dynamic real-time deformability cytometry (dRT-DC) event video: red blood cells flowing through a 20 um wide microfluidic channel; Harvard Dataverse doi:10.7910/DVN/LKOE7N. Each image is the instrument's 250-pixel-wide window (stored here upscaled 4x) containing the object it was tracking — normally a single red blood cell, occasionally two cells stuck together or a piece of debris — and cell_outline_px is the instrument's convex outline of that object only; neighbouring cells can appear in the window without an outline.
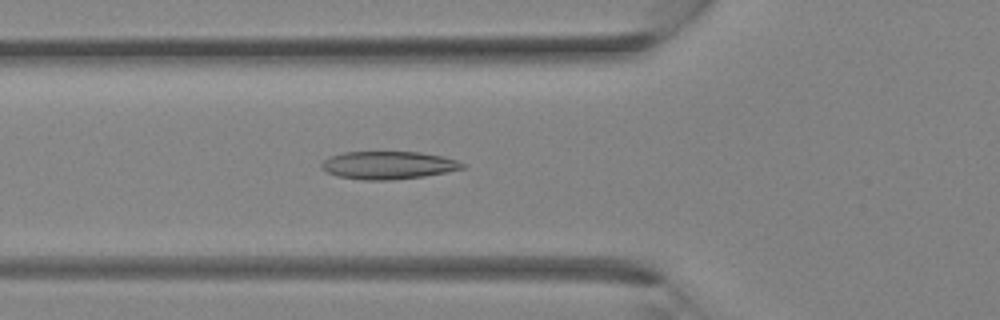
{"species": "Egyptian fruit bat (a non-hibernating species)", "species_latin": "Rousettus aegyptiacus", "temperature_condition": "room temperature", "stored_images_in_passage": 36, "camera_frame_rate_fps": 3000, "um_per_image_px": 0.085, "animal": {"sex": "female"}, "frame": {"image": 1, "passage_image": 13, "time_ms": 4.0, "image_size_px": [1000, 320], "cell_outline_px": [[468, 164], [464, 168], [424, 176], [388, 180], [364, 180], [336, 176], [320, 168], [320, 164], [324, 160], [332, 156], [344, 152], [420, 152], [444, 156]], "centroid_in_image_um": [33.01, 14.04], "position_along_channel_um": 92.8, "area_um2": 22.83}}
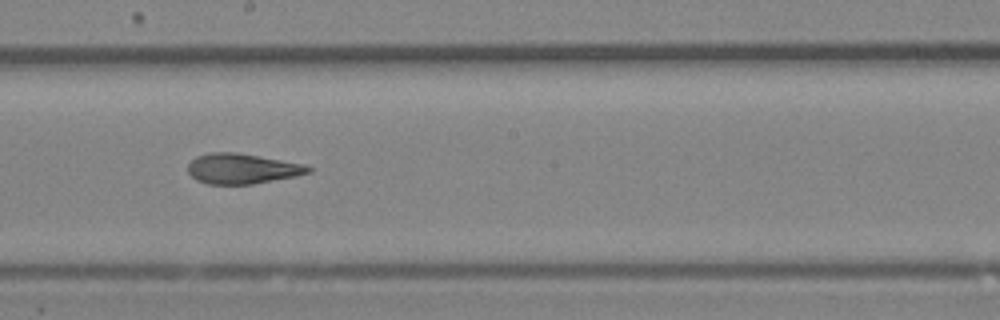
{"frame": {"image": 2, "passage_image": 20, "time_ms": 6.333, "image_size_px": [1000, 320], "cell_outline_px": [[312, 172], [296, 176], [252, 184], [208, 184], [196, 180], [188, 172], [188, 164], [196, 156], [208, 152], [236, 152], [304, 164], [312, 168]], "centroid_in_image_um": [20.57, 14.33], "position_along_channel_um": 227.6, "area_um2": 21.21}}
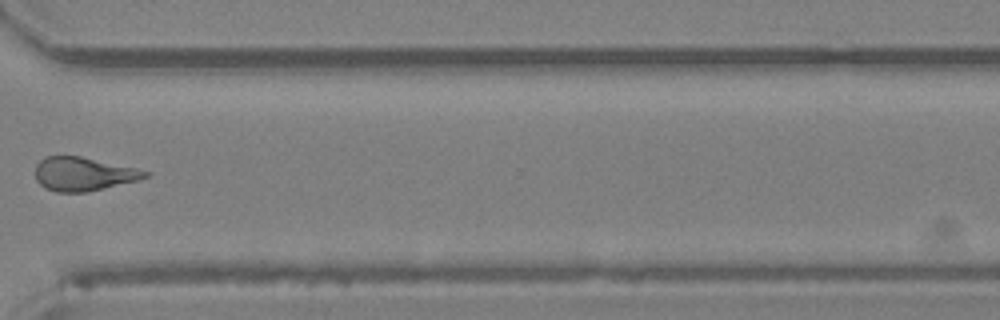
{"frame": {"image": 3, "passage_image": 27, "time_ms": 8.667, "image_size_px": [1000, 320], "cell_outline_px": [[152, 172], [148, 176], [136, 180], [88, 192], [56, 192], [44, 188], [36, 180], [36, 164], [44, 156], [80, 156], [136, 168]], "centroid_in_image_um": [7.06, 14.79], "position_along_channel_um": 363.5, "area_um2": 21.44}}